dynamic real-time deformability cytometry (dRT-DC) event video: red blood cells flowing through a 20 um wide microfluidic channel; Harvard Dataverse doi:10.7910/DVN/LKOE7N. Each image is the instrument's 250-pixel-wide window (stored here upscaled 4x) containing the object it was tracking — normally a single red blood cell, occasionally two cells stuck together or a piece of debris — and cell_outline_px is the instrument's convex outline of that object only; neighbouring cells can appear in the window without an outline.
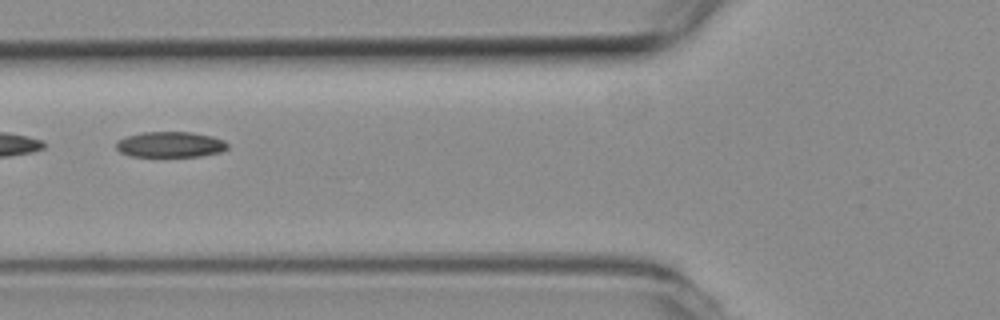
{"species": "common noctule bat (a hibernating species)", "species_latin": "Nyctalus noctula", "temperature_condition": "room temperature", "stored_images_in_passage": 8, "camera_frame_rate_fps": 3000, "um_per_image_px": 0.085, "animal": {"sex": "female", "body_mass_g": 19.3, "forearm_length_mm": 54.1}, "frame": {"image": 1, "passage_image": 3, "time_ms": 0.667, "image_size_px": [1000, 320], "cell_outline_px": [[228, 148], [220, 152], [200, 156], [128, 156], [120, 152], [116, 148], [116, 144], [120, 140], [128, 136], [144, 132], [192, 132], [212, 136], [224, 140], [228, 144]], "centroid_in_image_um": [14.5, 12.28], "position_along_channel_um": 111.3, "area_um2": 16.53}}
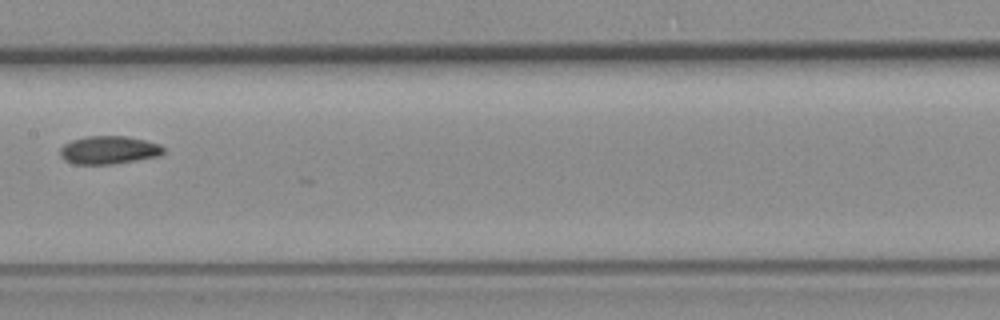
{"frame": {"image": 2, "passage_image": 5, "time_ms": 1.333, "image_size_px": [1000, 320], "cell_outline_px": [[164, 152], [160, 156], [112, 164], [76, 164], [64, 160], [60, 156], [60, 148], [64, 144], [72, 140], [84, 136], [124, 136], [144, 140], [160, 144], [164, 148]], "centroid_in_image_um": [9.24, 12.75], "position_along_channel_um": 198.2, "area_um2": 16.94}}
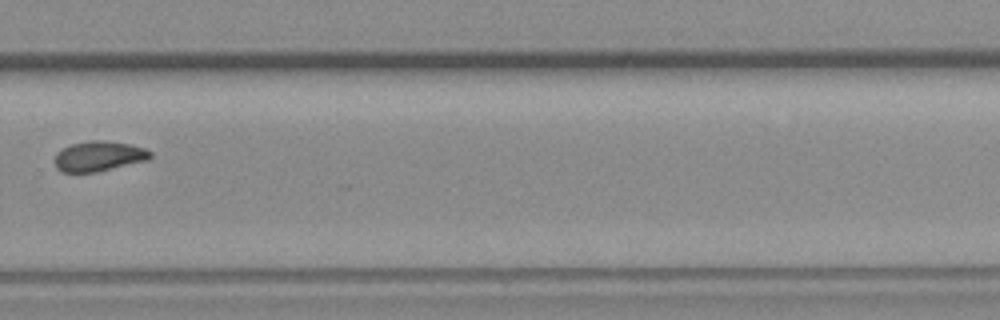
{"frame": {"image": 3, "passage_image": 8, "time_ms": 2.333, "image_size_px": [1000, 320], "cell_outline_px": [[152, 156], [148, 160], [96, 172], [60, 172], [56, 168], [56, 152], [72, 144], [88, 140], [104, 140], [128, 144], [144, 148], [152, 152]], "centroid_in_image_um": [8.4, 13.28], "position_along_channel_um": 321.4, "area_um2": 16.7}}